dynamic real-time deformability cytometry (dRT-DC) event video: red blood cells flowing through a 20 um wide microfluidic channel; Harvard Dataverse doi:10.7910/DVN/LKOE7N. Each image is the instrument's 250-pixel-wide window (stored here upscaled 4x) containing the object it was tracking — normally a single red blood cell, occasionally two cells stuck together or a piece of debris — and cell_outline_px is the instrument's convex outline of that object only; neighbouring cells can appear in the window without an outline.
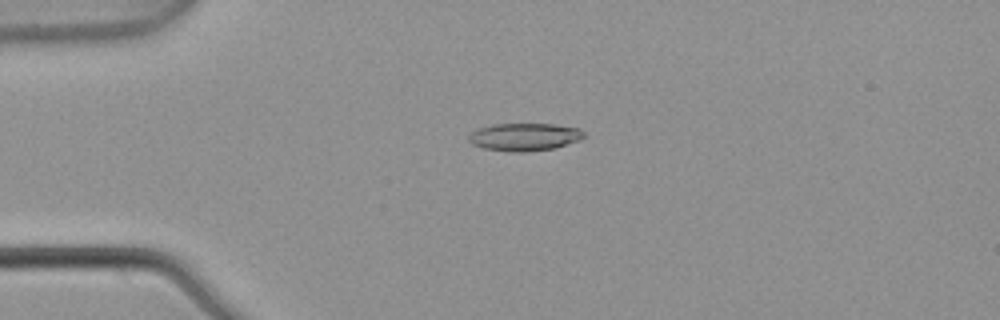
{"species": "common noctule bat (a hibernating species)", "species_latin": "Nyctalus noctula", "temperature_condition": "warm", "stored_images_in_passage": 5, "camera_frame_rate_fps": 3000, "um_per_image_px": 0.085, "animal": {"sex": "male", "body_mass_g": 21.5, "forearm_length_mm": 52.0}, "frame": {"image": 1, "passage_image": 4, "time_ms": 1.0, "image_size_px": [1000, 320], "cell_outline_px": [[584, 136], [580, 140], [556, 148], [524, 152], [508, 152], [484, 148], [472, 144], [468, 140], [468, 136], [476, 128], [492, 124], [556, 124], [576, 128], [584, 132]], "centroid_in_image_um": [44.55, 11.64], "position_along_channel_um": 40.4, "area_um2": 18.73}}